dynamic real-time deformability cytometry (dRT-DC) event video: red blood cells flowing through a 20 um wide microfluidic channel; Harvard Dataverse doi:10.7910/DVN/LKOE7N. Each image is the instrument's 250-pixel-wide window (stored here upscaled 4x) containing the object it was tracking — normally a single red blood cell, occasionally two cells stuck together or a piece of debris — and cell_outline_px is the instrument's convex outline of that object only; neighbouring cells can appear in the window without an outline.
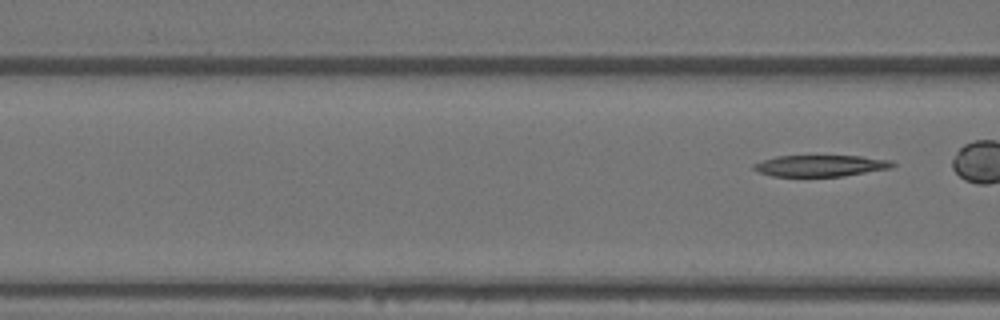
{"species": "Egyptian fruit bat (a non-hibernating species)", "species_latin": "Rousettus aegyptiacus", "temperature_condition": "warm", "stored_images_in_passage": 6, "segment_of_instrument_passage": [2, 2], "camera_frame_rate_fps": 3000, "um_per_image_px": 0.085, "animal": {"sex": "female"}, "frame": {"image": 1, "passage_image": 6, "time_ms": 1.667, "image_size_px": [1000, 320], "cell_outline_px": [[896, 164], [892, 168], [844, 176], [772, 176], [760, 172], [752, 168], [752, 164], [776, 156], [860, 156], [892, 160]], "centroid_in_image_um": [69.78, 14.08], "position_along_channel_um": 96.8, "area_um2": 17.28}}